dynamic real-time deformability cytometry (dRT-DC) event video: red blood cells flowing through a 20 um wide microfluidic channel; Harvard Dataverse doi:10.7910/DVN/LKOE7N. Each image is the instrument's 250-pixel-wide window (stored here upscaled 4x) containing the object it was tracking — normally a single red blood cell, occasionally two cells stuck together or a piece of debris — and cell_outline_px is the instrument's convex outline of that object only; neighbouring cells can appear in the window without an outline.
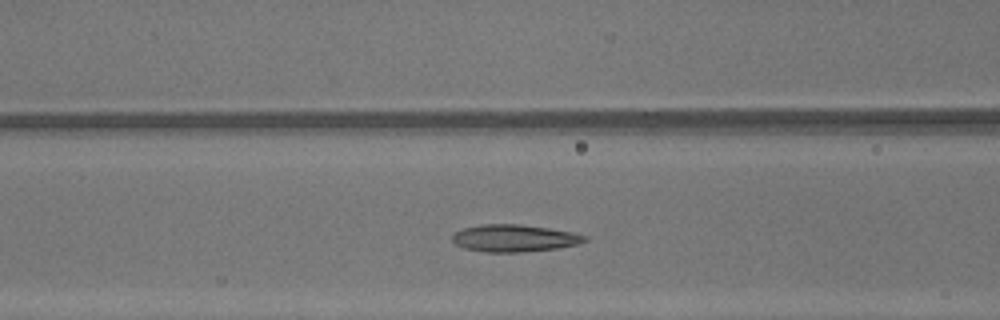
{"species": "common noctule bat (a hibernating species)", "species_latin": "Nyctalus noctula", "temperature_condition": "warm", "stored_images_in_passage": 35, "camera_frame_rate_fps": 3000, "um_per_image_px": 0.085, "animal": {"sex": "male", "body_mass_g": 13.3}, "frame": {"image": 1, "passage_image": 16, "time_ms": 5.0, "image_size_px": [1000, 320], "cell_outline_px": [[588, 240], [580, 244], [556, 248], [520, 252], [484, 252], [464, 248], [456, 244], [452, 240], [452, 236], [456, 232], [464, 228], [480, 224], [520, 224], [548, 228], [572, 232], [588, 236]], "centroid_in_image_um": [43.73, 20.24], "position_along_channel_um": 122.9, "area_um2": 20.98}}
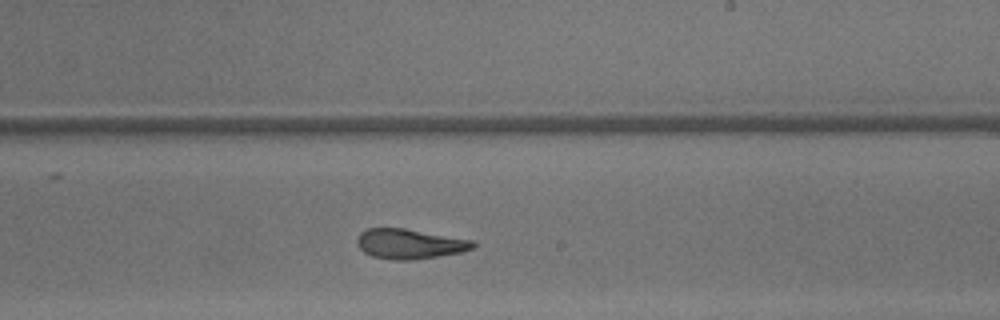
{"frame": {"image": 2, "passage_image": 25, "time_ms": 8.0, "image_size_px": [1000, 320], "cell_outline_px": [[476, 248], [460, 252], [412, 260], [388, 260], [372, 256], [364, 252], [356, 244], [356, 236], [360, 232], [368, 228], [404, 228], [476, 240]], "centroid_in_image_um": [34.82, 20.72], "position_along_channel_um": 254.2, "area_um2": 20.52}}
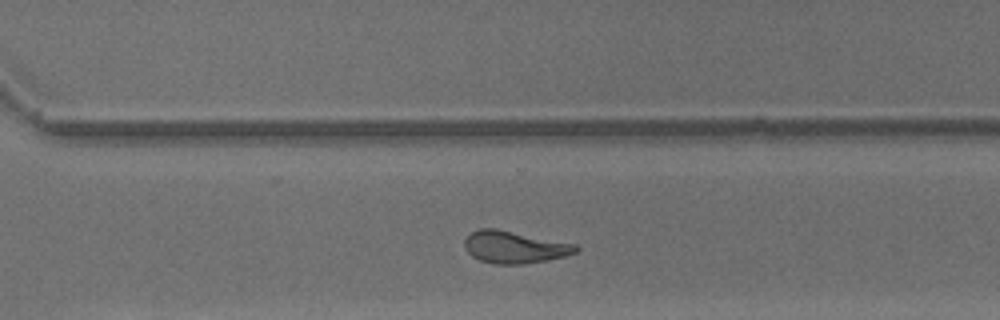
{"frame": {"image": 3, "passage_image": 30, "time_ms": 9.667, "image_size_px": [1000, 320], "cell_outline_px": [[580, 248], [576, 252], [564, 256], [548, 260], [524, 264], [492, 264], [480, 260], [472, 256], [464, 248], [464, 240], [472, 232], [480, 228], [496, 228], [576, 244]], "centroid_in_image_um": [43.72, 21.01], "position_along_channel_um": 326.9, "area_um2": 20.92}, "authors_computed_cell_mechanics": {"area_um2": 21.097, "velocity_mm_per_s": 4.3763, "shape_relaxation_time_tau1_ms": 7.6, "shape_relaxation_time_tau2_ms": 1.271, "deformation_change_tau1": 0.2396, "deformation_change_tau2": 0.088}}